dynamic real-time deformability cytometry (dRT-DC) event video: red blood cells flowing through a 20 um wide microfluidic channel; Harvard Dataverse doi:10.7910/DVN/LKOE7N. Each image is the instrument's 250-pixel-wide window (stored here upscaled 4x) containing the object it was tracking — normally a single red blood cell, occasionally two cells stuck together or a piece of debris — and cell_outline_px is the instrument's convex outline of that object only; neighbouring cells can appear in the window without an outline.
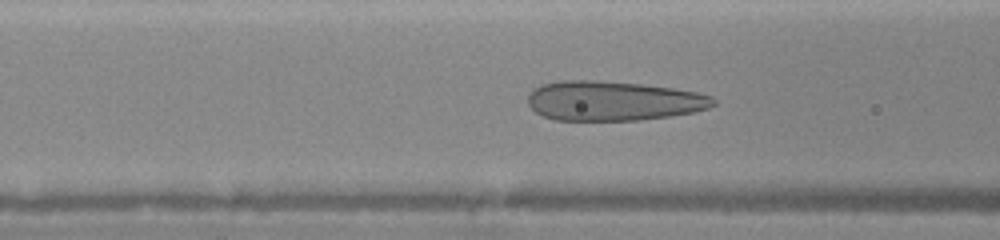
{"species": "human", "species_latin": "Homo sapiens", "temperature_condition": "warm", "stored_images_in_passage": 25, "camera_frame_rate_fps": 3000, "um_per_image_px": 0.085, "donor": {"sex": "female"}, "frame": {"image": 1, "passage_image": 10, "time_ms": 3.333, "image_size_px": [1000, 240], "cell_outline_px": [[716, 104], [708, 108], [692, 112], [672, 116], [640, 120], [556, 120], [544, 116], [536, 112], [528, 104], [528, 96], [536, 88], [544, 84], [560, 80], [588, 80], [640, 84], [672, 88], [696, 92], [712, 96], [716, 100]], "centroid_in_image_um": [52.14, 8.58], "position_along_channel_um": 114.5, "area_um2": 42.54}}
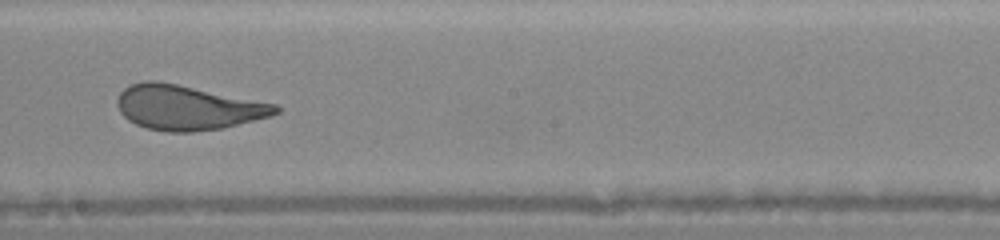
{"frame": {"image": 2, "passage_image": 17, "time_ms": 6.0, "image_size_px": [1000, 240], "cell_outline_px": [[280, 112], [272, 116], [224, 128], [192, 132], [168, 132], [148, 128], [136, 124], [128, 120], [120, 112], [116, 104], [116, 100], [120, 92], [124, 88], [132, 84], [144, 80], [156, 80], [276, 104], [280, 108]], "centroid_in_image_um": [15.93, 9.15], "position_along_channel_um": 232.3, "area_um2": 41.21}}
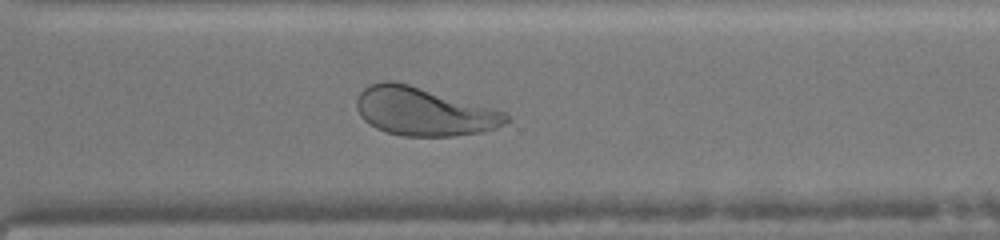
{"frame": {"image": 3, "passage_image": 24, "time_ms": 8.333, "image_size_px": [1000, 240], "cell_outline_px": [[512, 120], [496, 128], [480, 132], [452, 136], [404, 136], [388, 132], [376, 128], [368, 124], [360, 116], [356, 108], [356, 100], [360, 92], [368, 84], [384, 80], [392, 80], [408, 84], [508, 112], [512, 116]], "centroid_in_image_um": [36.03, 9.47], "position_along_channel_um": 334.6, "area_um2": 42.31}}